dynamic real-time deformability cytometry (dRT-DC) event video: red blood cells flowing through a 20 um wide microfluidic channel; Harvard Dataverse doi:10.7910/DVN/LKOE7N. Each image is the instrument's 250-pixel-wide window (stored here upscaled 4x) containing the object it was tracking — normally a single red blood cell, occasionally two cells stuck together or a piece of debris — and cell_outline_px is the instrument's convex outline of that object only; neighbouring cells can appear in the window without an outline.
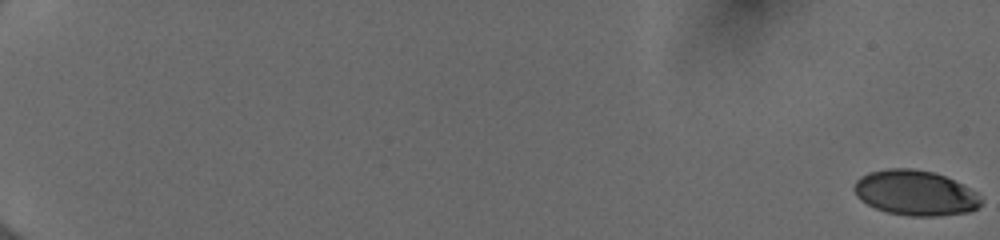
{"species": "human", "species_latin": "Homo sapiens", "temperature_condition": "cold", "stored_images_in_passage": 56, "camera_frame_rate_fps": 3000, "um_per_image_px": 0.085, "donor": {"sex": "female"}, "frame": {"image": 1, "passage_image": 1, "time_ms": 0.0, "image_size_px": [1000, 240], "cell_outline_px": [[984, 200], [972, 212], [940, 216], [908, 216], [888, 212], [876, 208], [860, 200], [856, 196], [852, 188], [856, 180], [860, 176], [868, 172], [888, 168], [912, 168], [932, 172], [944, 176], [976, 192]], "centroid_in_image_um": [77.77, 16.4], "position_along_channel_um": 7.2, "area_um2": 33.52}}
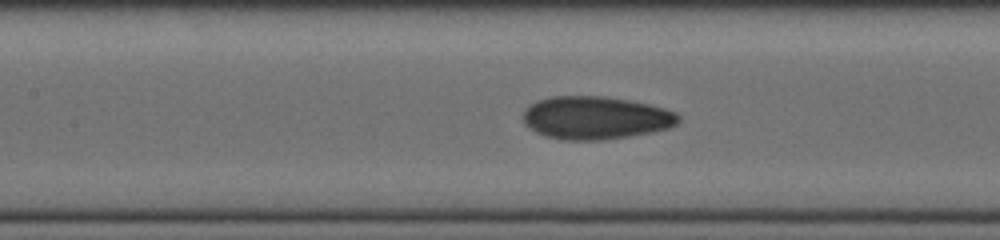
{"frame": {"image": 2, "passage_image": 30, "time_ms": 9.667, "image_size_px": [1000, 240], "cell_outline_px": [[680, 120], [676, 124], [668, 128], [652, 132], [604, 140], [564, 140], [544, 136], [536, 132], [524, 124], [524, 108], [528, 104], [536, 100], [552, 96], [604, 96], [628, 100], [648, 104], [664, 108], [676, 112], [680, 116]], "centroid_in_image_um": [50.6, 10.01], "position_along_channel_um": 156.8, "area_um2": 39.07}}
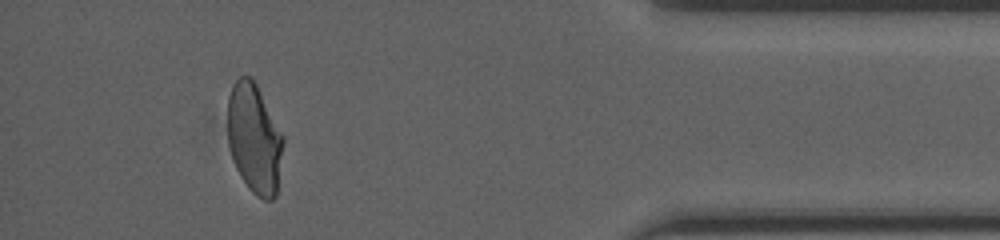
{"frame": {"image": 3, "passage_image": 52, "time_ms": 17.0, "image_size_px": [1000, 240], "cell_outline_px": [[284, 140], [276, 196], [272, 200], [264, 200], [256, 196], [248, 188], [240, 176], [236, 168], [228, 144], [228, 96], [232, 84], [240, 76], [252, 76], [284, 136]], "centroid_in_image_um": [21.62, 11.77], "position_along_channel_um": 413.6, "area_um2": 35.72}, "authors_computed_cell_mechanics": {"area_um2": 35.836, "velocity_mm_per_s": 4.0088, "shape_relaxation_time_tau1_ms": 5.8431, "shape_relaxation_time_tau2_ms": 1.1911, "deformation_change_tau1": 0.1937, "deformation_change_tau2": 0.0593}}